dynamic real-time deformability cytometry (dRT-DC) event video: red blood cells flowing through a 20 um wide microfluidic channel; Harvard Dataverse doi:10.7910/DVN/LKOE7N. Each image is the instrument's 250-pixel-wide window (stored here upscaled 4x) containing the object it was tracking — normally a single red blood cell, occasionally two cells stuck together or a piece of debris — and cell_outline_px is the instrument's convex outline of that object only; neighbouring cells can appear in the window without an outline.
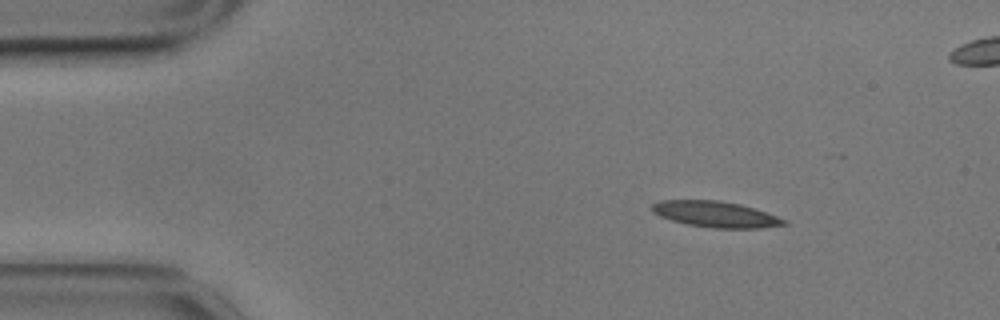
{"species": "common noctule bat (a hibernating species)", "species_latin": "Nyctalus noctula", "temperature_condition": "cold", "stored_images_in_passage": 51, "camera_frame_rate_fps": 3000, "um_per_image_px": 0.085, "animal": {"sex": "male", "body_mass_g": 17.9}, "frame": {"image": 1, "passage_image": 1, "time_ms": 0.0, "image_size_px": [1000, 320], "cell_outline_px": [[788, 224], [760, 228], [712, 228], [688, 224], [672, 220], [660, 216], [652, 212], [652, 204], [660, 200], [720, 200], [740, 204], [788, 220]], "centroid_in_image_um": [60.82, 18.21], "position_along_channel_um": 24.2, "area_um2": 19.83}}
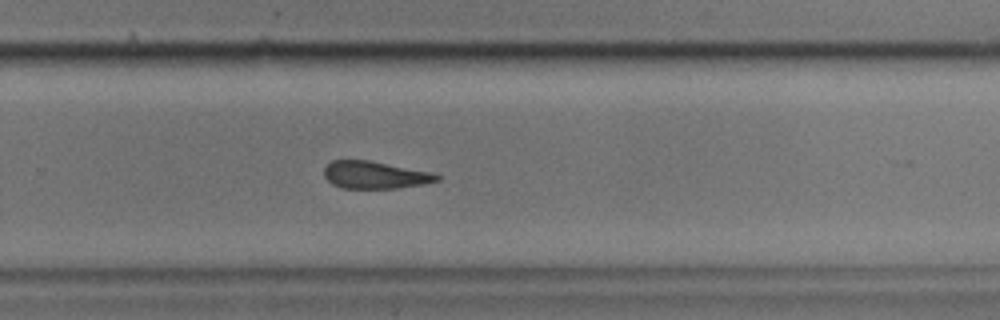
{"frame": {"image": 2, "passage_image": 30, "time_ms": 9.667, "image_size_px": [1000, 320], "cell_outline_px": [[440, 180], [424, 184], [396, 188], [340, 188], [332, 184], [324, 176], [324, 168], [332, 160], [368, 160], [432, 172], [440, 176]], "centroid_in_image_um": [31.86, 14.87], "position_along_channel_um": 297.9, "area_um2": 17.98}}
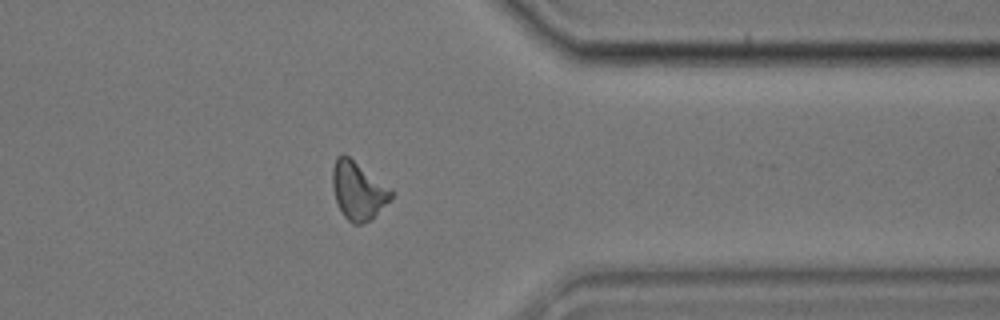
{"frame": {"image": 3, "passage_image": 38, "time_ms": 12.333, "image_size_px": [1000, 320], "cell_outline_px": [[396, 192], [368, 220], [360, 224], [352, 224], [344, 216], [336, 200], [332, 188], [332, 168], [336, 156], [344, 152]], "centroid_in_image_um": [30.4, 16.14], "position_along_channel_um": 381.0, "area_um2": 19.59}, "authors_computed_cell_mechanics": {"area_um2": 19.363, "velocity_mm_per_s": 3.5008, "shape_relaxation_time_tau1_ms": null, "shape_relaxation_time_tau2_ms": 6.8357, "deformation_change_tau1": null, "deformation_change_tau2": 0.182}}